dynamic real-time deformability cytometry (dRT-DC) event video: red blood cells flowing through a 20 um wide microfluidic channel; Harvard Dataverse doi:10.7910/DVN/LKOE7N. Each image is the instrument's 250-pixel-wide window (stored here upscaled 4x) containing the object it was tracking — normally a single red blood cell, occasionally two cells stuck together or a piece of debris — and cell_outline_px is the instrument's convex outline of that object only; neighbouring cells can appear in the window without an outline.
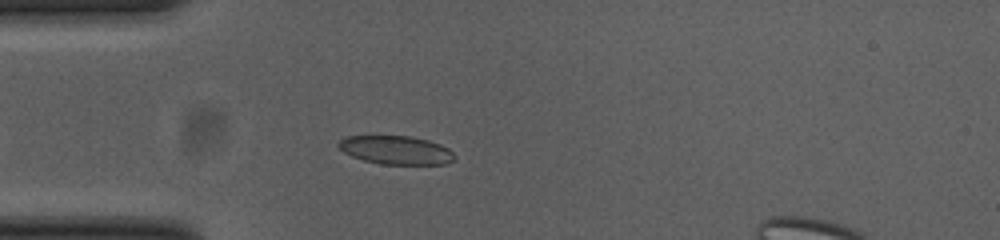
{"species": "common noctule bat (a hibernating species)", "species_latin": "Nyctalus noctula", "temperature_condition": "cold", "stored_images_in_passage": 38, "camera_frame_rate_fps": 3000, "um_per_image_px": 0.085, "animal": {"sex": "female", "body_mass_g": 23.0, "forearm_length_mm": 53.4}, "frame": {"image": 1, "passage_image": 12, "time_ms": 3.667, "image_size_px": [1000, 240], "cell_outline_px": [[456, 156], [452, 160], [444, 164], [380, 164], [364, 160], [352, 156], [344, 152], [336, 144], [344, 136], [412, 136], [428, 140], [440, 144], [448, 148]], "centroid_in_image_um": [33.65, 12.75], "position_along_channel_um": 51.4, "area_um2": 19.25}}
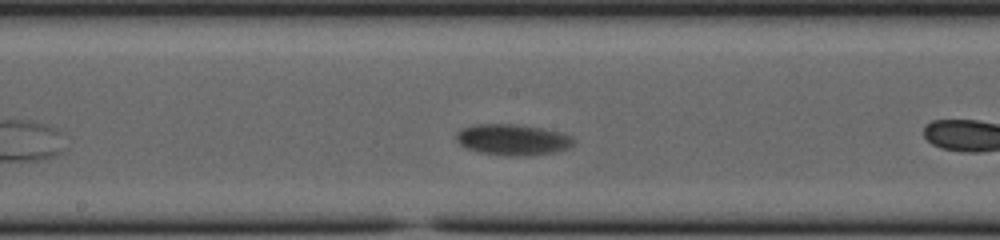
{"frame": {"image": 2, "passage_image": 22, "time_ms": 7.0, "image_size_px": [1000, 240], "cell_outline_px": [[572, 144], [568, 148], [556, 152], [524, 156], [512, 156], [480, 152], [468, 148], [460, 144], [456, 140], [456, 132], [464, 128], [476, 124], [516, 124], [540, 128], [560, 132], [572, 136]], "centroid_in_image_um": [43.57, 11.87], "position_along_channel_um": 204.6, "area_um2": 20.98}, "authors_computed_cell_mechanics": {"area_um2": 19.5653, "velocity_mm_per_s": 3.4111, "shape_relaxation_time_tau1_ms": 0.8296, "shape_relaxation_time_tau2_ms": null, "deformation_change_tau1": 0.055, "deformation_change_tau2": null}}